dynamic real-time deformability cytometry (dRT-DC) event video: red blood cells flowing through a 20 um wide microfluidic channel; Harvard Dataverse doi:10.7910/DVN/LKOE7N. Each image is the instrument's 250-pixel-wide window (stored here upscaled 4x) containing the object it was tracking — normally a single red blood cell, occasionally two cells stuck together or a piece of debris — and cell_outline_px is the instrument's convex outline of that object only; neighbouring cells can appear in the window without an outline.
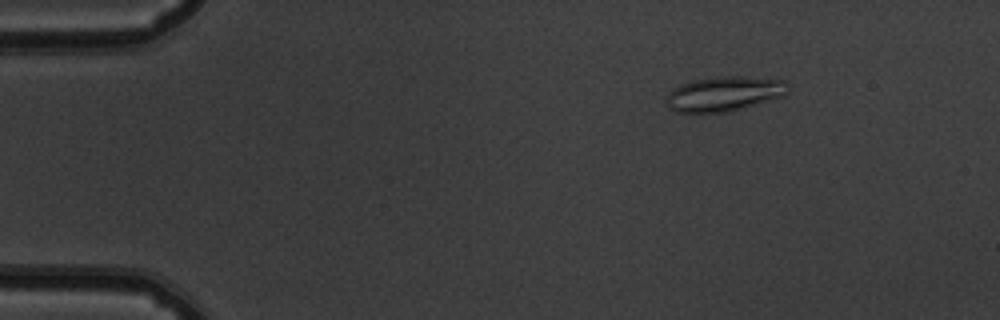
{"species": "common noctule bat (a hibernating species)", "species_latin": "Nyctalus noctula", "temperature_condition": "warm", "stored_images_in_passage": 53, "camera_frame_rate_fps": 3000, "um_per_image_px": 0.085, "animal": {"sex": "male", "body_mass_g": 19.5, "forearm_length_mm": 54.6}, "frame": {"image": 1, "passage_image": 8, "time_ms": 2.333, "image_size_px": [1000, 320], "cell_outline_px": [[788, 92], [784, 96], [728, 112], [676, 112], [668, 104], [668, 92], [672, 88], [680, 84], [692, 80], [720, 76], [740, 76], [784, 80], [788, 84]], "centroid_in_image_um": [61.58, 7.96], "position_along_channel_um": 23.4, "area_um2": 24.51}}
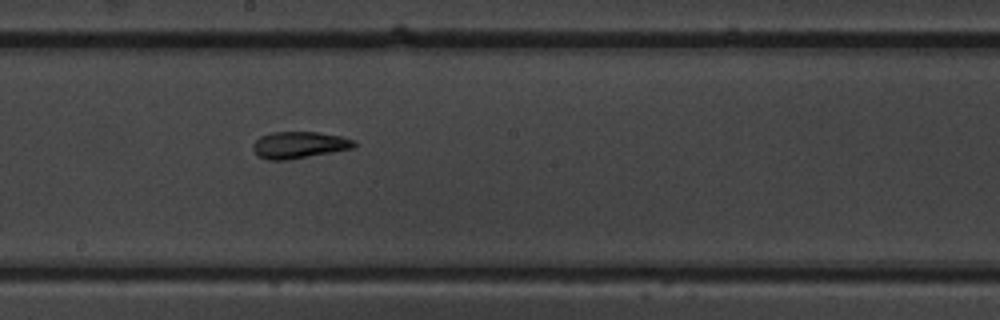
{"frame": {"image": 2, "passage_image": 30, "time_ms": 9.667, "image_size_px": [1000, 320], "cell_outline_px": [[356, 144], [352, 148], [288, 160], [268, 160], [256, 156], [252, 148], [252, 144], [260, 136], [272, 132], [316, 132], [340, 136], [352, 140]], "centroid_in_image_um": [25.34, 12.32], "position_along_channel_um": 222.9, "area_um2": 15.66}}
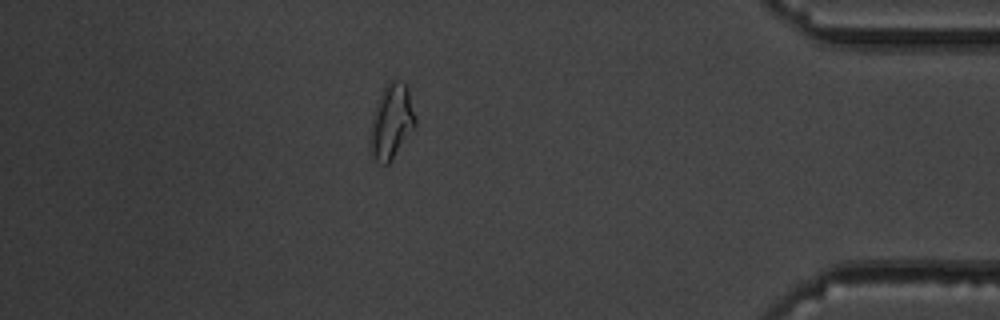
{"frame": {"image": 3, "passage_image": 47, "time_ms": 15.333, "image_size_px": [1000, 320], "cell_outline_px": [[416, 124], [392, 160], [388, 164], [384, 164], [376, 160], [368, 152], [368, 136], [372, 116], [376, 104], [388, 80], [392, 76], [404, 84], [408, 88], [416, 120]], "centroid_in_image_um": [33.23, 10.34], "position_along_channel_um": 402.0, "area_um2": 19.94}, "authors_computed_cell_mechanics": {"area_um2": 17.1088, "velocity_mm_per_s": 3.8301, "shape_relaxation_time_tau1_ms": 10.9676, "shape_relaxation_time_tau2_ms": 1.5646, "deformation_change_tau1": 0.3156, "deformation_change_tau2": 0.1111}}